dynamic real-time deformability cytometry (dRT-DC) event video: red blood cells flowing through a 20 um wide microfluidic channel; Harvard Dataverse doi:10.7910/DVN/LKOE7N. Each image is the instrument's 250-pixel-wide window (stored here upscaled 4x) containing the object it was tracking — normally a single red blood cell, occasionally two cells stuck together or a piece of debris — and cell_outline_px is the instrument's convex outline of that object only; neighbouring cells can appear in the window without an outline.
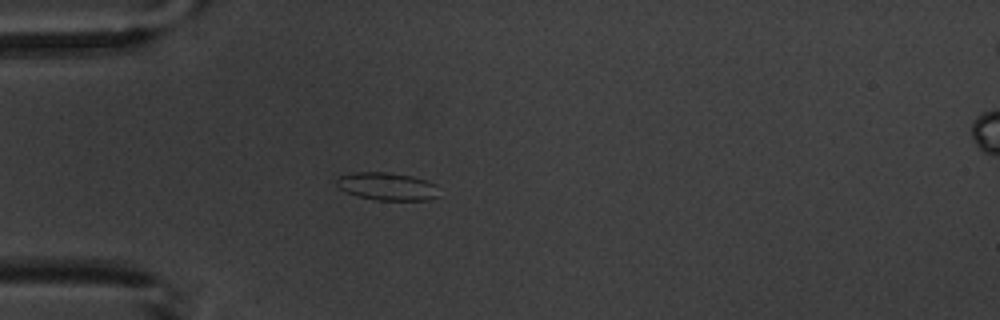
{"species": "common noctule bat (a hibernating species)", "species_latin": "Nyctalus noctula", "temperature_condition": "warm", "stored_images_in_passage": 4, "camera_frame_rate_fps": 3000, "um_per_image_px": 0.085, "animal": {"sex": "male", "body_mass_g": 20.1, "forearm_length_mm": 53.5}, "frame": {"image": 1, "passage_image": 4, "time_ms": 4.667, "image_size_px": [1000, 320], "cell_outline_px": [[436, 196], [428, 200], [376, 200], [356, 196], [340, 188], [336, 184], [336, 180], [340, 176], [352, 172], [384, 172], [412, 176], [436, 184]], "centroid_in_image_um": [32.86, 15.84], "position_along_channel_um": 52.1, "area_um2": 16.36}}